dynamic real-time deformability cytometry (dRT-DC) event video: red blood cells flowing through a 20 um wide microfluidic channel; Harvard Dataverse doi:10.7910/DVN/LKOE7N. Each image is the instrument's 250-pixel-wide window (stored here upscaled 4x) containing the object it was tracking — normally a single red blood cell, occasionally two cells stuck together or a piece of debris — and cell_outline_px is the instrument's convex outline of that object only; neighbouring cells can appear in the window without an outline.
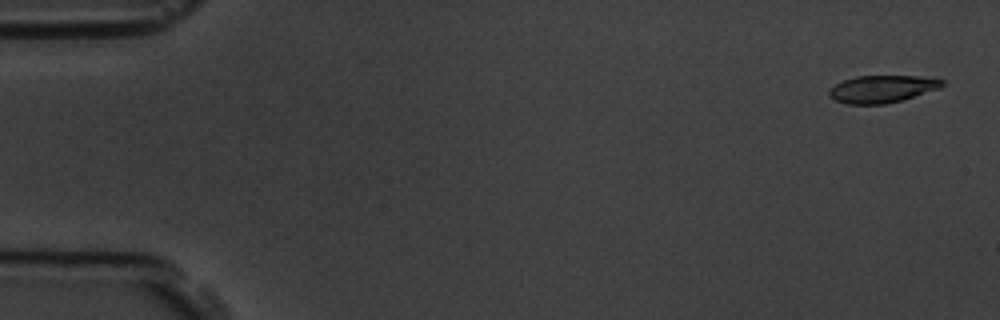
{"species": "common noctule bat (a hibernating species)", "species_latin": "Nyctalus noctula", "temperature_condition": "room temperature", "stored_images_in_passage": 5, "camera_frame_rate_fps": 3000, "um_per_image_px": 0.085, "animal": {"sex": "male", "body_mass_g": 19.5, "forearm_length_mm": 54.6}, "frame": {"image": 1, "passage_image": 1, "time_ms": 0.0, "image_size_px": [1000, 320], "cell_outline_px": [[944, 84], [940, 88], [900, 100], [884, 104], [848, 104], [836, 100], [828, 96], [828, 88], [844, 80], [856, 76], [916, 76], [944, 80]], "centroid_in_image_um": [74.93, 7.56], "position_along_channel_um": 10.1, "area_um2": 17.8}}
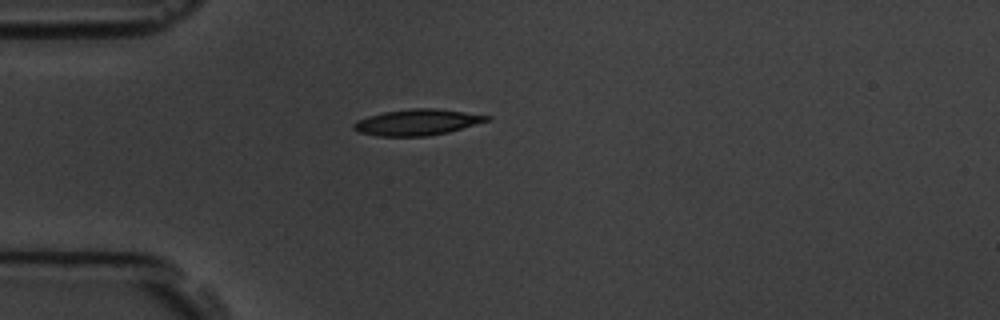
{"frame": {"image": 2, "passage_image": 5, "time_ms": 4.333, "image_size_px": [1000, 320], "cell_outline_px": [[492, 120], [448, 132], [428, 136], [376, 136], [356, 132], [352, 128], [352, 124], [356, 120], [368, 116], [384, 112], [412, 108], [436, 108], [492, 116]], "centroid_in_image_um": [35.44, 10.39], "position_along_channel_um": 49.6, "area_um2": 20.4}}